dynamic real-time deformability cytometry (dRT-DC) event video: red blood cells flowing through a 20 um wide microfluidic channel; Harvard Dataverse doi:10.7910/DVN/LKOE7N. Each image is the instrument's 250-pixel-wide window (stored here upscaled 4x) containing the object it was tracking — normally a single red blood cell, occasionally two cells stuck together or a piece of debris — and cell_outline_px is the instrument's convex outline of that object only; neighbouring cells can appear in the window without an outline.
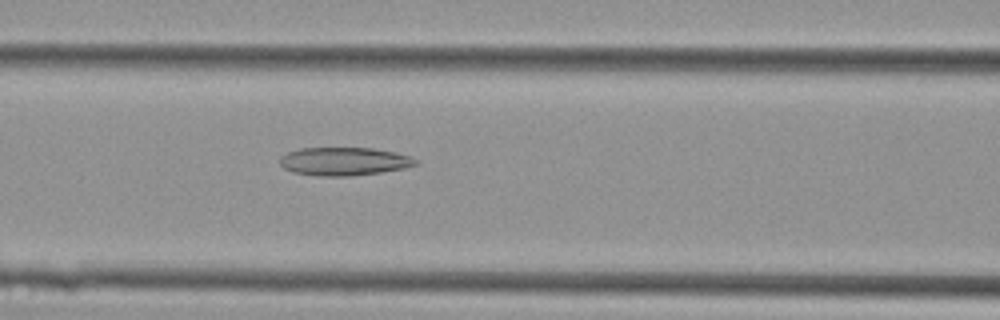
{"species": "Egyptian fruit bat (a non-hibernating species)", "species_latin": "Rousettus aegyptiacus", "temperature_condition": "cold", "stored_images_in_passage": 31, "camera_frame_rate_fps": 3000, "um_per_image_px": 0.085, "animal": {"sex": "female"}, "frame": {"image": 1, "passage_image": 6, "time_ms": 1.667, "image_size_px": [1000, 320], "cell_outline_px": [[420, 164], [404, 168], [380, 172], [352, 176], [320, 176], [292, 172], [284, 168], [280, 164], [280, 156], [288, 152], [300, 148], [372, 148], [396, 152], [408, 156], [416, 160]], "centroid_in_image_um": [29.23, 13.72], "position_along_channel_um": 137.4, "area_um2": 22.31}}
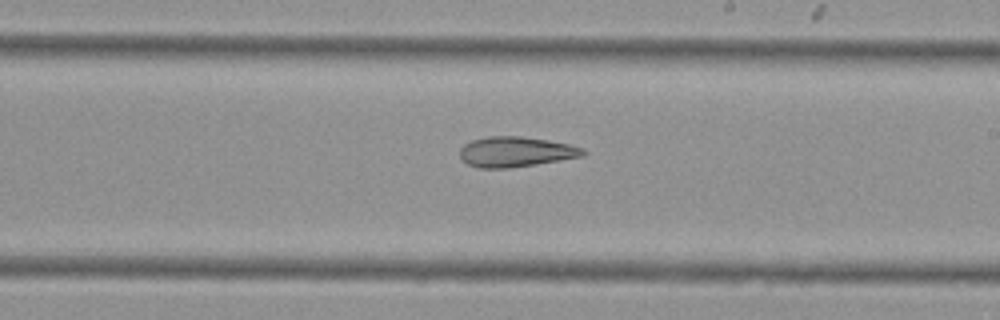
{"frame": {"image": 2, "passage_image": 13, "time_ms": 4.0, "image_size_px": [1000, 320], "cell_outline_px": [[588, 152], [584, 156], [536, 164], [508, 168], [476, 168], [468, 164], [460, 156], [460, 148], [464, 144], [472, 140], [488, 136], [520, 136], [548, 140], [568, 144], [584, 148]], "centroid_in_image_um": [43.85, 12.9], "position_along_channel_um": 245.2, "area_um2": 21.73}}
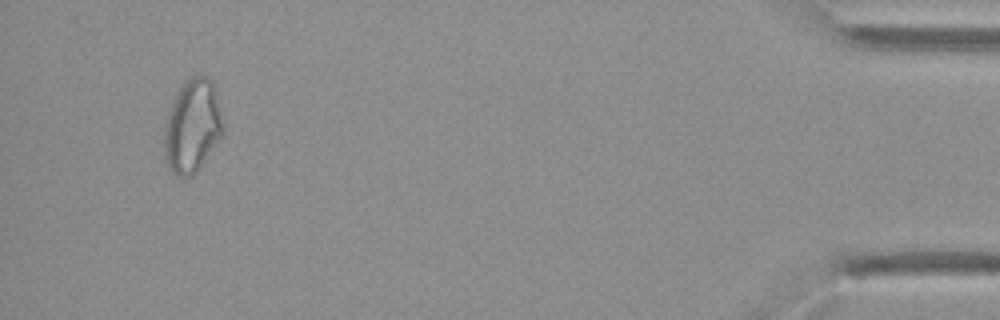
{"frame": {"image": 3, "passage_image": 29, "time_ms": 9.333, "image_size_px": [1000, 320], "cell_outline_px": [[224, 132], [200, 168], [192, 176], [176, 176], [172, 172], [164, 160], [164, 128], [176, 92], [192, 76], [208, 76], [212, 80], [216, 88], [224, 128]], "centroid_in_image_um": [16.36, 10.74], "position_along_channel_um": 418.8, "area_um2": 31.96}}